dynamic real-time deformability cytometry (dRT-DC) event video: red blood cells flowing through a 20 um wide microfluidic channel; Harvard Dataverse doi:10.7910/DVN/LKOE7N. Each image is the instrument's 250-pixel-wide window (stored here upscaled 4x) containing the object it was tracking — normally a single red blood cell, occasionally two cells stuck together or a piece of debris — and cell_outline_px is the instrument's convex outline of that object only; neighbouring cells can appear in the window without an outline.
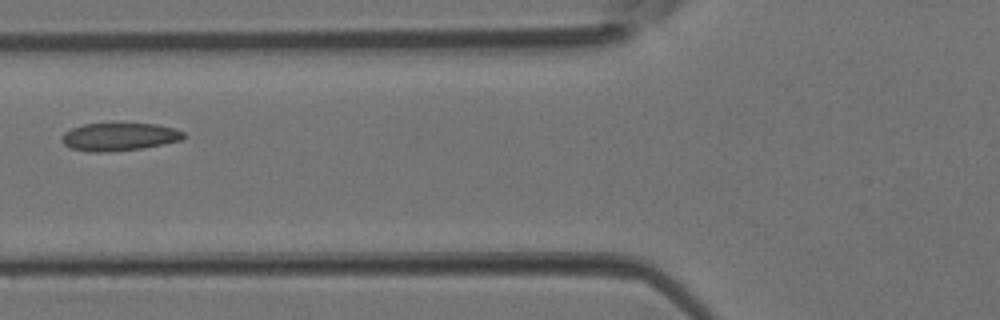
{"species": "Egyptian fruit bat (a non-hibernating species)", "species_latin": "Rousettus aegyptiacus", "temperature_condition": "room temperature", "stored_images_in_passage": 2, "camera_frame_rate_fps": 3000, "um_per_image_px": 0.085, "animal": {"sex": "female"}, "frame": {"image": 1, "passage_image": 2, "time_ms": 0.333, "image_size_px": [1000, 320], "cell_outline_px": [[188, 136], [180, 140], [164, 144], [144, 148], [104, 152], [88, 152], [72, 148], [64, 144], [60, 136], [64, 132], [72, 128], [84, 124], [156, 124], [172, 128], [184, 132]], "centroid_in_image_um": [10.13, 11.63], "position_along_channel_um": 115.7, "area_um2": 19.71}}